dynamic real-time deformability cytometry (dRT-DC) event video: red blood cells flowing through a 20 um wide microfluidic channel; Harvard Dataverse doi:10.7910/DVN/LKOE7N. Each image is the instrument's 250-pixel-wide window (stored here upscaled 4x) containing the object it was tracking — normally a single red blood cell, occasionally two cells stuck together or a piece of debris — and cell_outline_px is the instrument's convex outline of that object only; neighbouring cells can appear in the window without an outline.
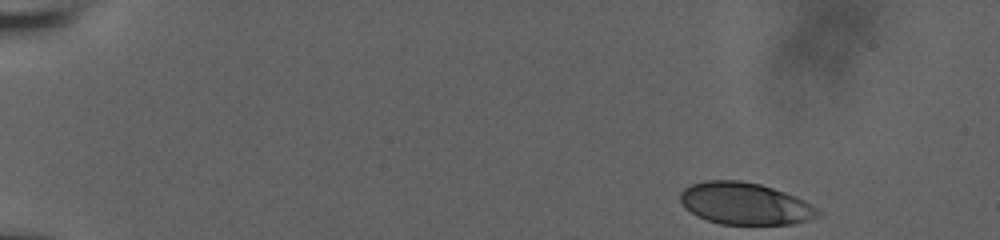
{"species": "human", "species_latin": "Homo sapiens", "temperature_condition": "room temperature", "stored_images_in_passage": 51, "camera_frame_rate_fps": 3000, "um_per_image_px": 0.085, "donor": {"sex": "male"}, "frame": {"image": 1, "passage_image": 1, "time_ms": 0.0, "image_size_px": [1000, 240], "cell_outline_px": [[824, 212], [820, 216], [808, 220], [792, 224], [720, 224], [696, 216], [684, 208], [680, 200], [680, 192], [684, 188], [692, 184], [704, 180], [740, 180], [760, 184], [796, 196], [812, 204]], "centroid_in_image_um": [63.34, 17.31], "position_along_channel_um": 21.7, "area_um2": 33.99}}
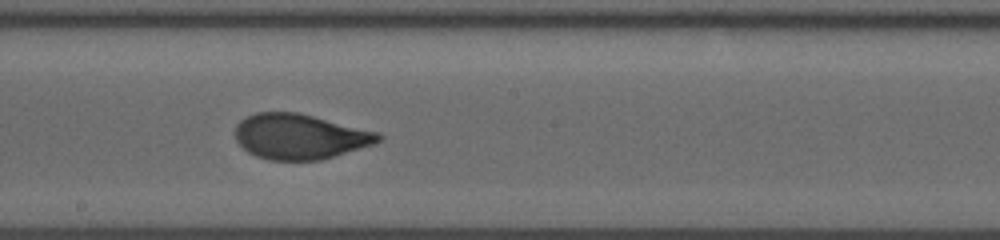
{"frame": {"image": 2, "passage_image": 28, "time_ms": 9.0, "image_size_px": [1000, 240], "cell_outline_px": [[384, 136], [380, 140], [372, 144], [320, 160], [272, 160], [256, 156], [248, 152], [236, 140], [236, 124], [240, 120], [256, 112], [296, 112], [380, 132]], "centroid_in_image_um": [25.48, 11.6], "position_along_channel_um": 222.7, "area_um2": 37.4}}
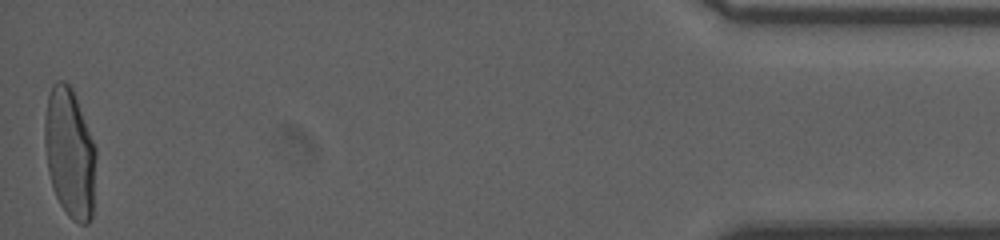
{"frame": {"image": 3, "passage_image": 51, "time_ms": 16.667, "image_size_px": [1000, 240], "cell_outline_px": [[96, 160], [92, 216], [88, 224], [80, 224], [72, 220], [68, 216], [60, 204], [56, 196], [48, 172], [44, 144], [44, 120], [48, 96], [52, 84], [56, 80], [64, 80], [72, 88], [76, 96], [96, 148]], "centroid_in_image_um": [5.93, 13.0], "position_along_channel_um": 429.3, "area_um2": 39.13}, "authors_computed_cell_mechanics": {"area_um2": 37.3966, "velocity_mm_per_s": 3.7555, "shape_relaxation_time_tau1_ms": 7.0128, "shape_relaxation_time_tau2_ms": null, "deformation_change_tau1": 0.2556, "deformation_change_tau2": null}}